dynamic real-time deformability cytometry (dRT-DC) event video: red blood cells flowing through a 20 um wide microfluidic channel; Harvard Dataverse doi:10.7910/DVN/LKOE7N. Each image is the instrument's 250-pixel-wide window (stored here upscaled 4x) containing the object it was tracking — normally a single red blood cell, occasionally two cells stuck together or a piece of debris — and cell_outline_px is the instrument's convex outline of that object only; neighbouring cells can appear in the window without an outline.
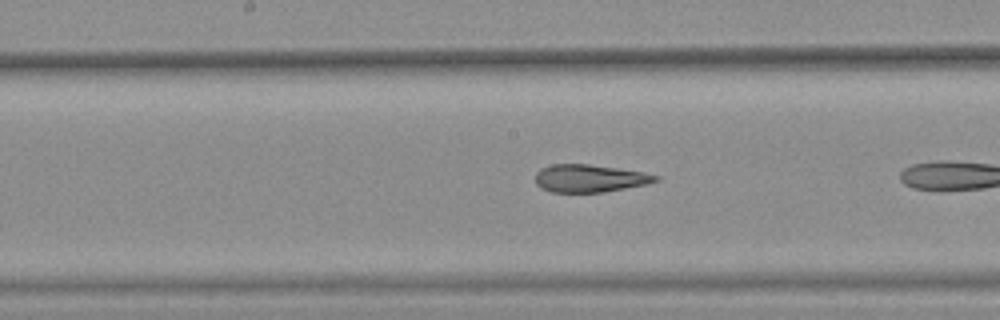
{"species": "common noctule bat (a hibernating species)", "species_latin": "Nyctalus noctula", "temperature_condition": "warm", "stored_images_in_passage": 9, "camera_frame_rate_fps": 3000, "um_per_image_px": 0.085, "animal": {"sex": "female", "body_mass_g": 25.1}, "frame": {"image": 1, "passage_image": 8, "time_ms": 2.333, "image_size_px": [1000, 320], "cell_outline_px": [[660, 180], [648, 184], [604, 192], [552, 192], [540, 188], [536, 184], [536, 172], [540, 168], [552, 164], [588, 164], [644, 172], [660, 176]], "centroid_in_image_um": [50.13, 15.16], "position_along_channel_um": 198.1, "area_um2": 19.48}}